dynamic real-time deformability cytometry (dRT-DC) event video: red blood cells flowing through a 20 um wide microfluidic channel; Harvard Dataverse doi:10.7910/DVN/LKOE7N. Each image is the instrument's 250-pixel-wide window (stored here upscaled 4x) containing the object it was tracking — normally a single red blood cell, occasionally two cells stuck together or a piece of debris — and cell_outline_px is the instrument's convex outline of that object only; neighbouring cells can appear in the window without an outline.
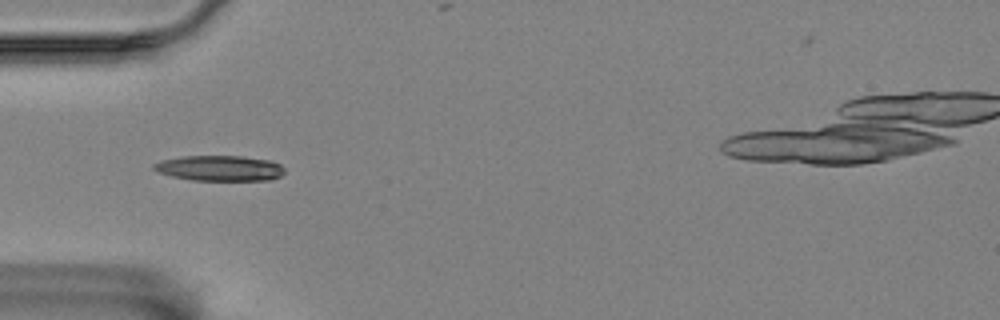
{"species": "Egyptian fruit bat (a non-hibernating species)", "species_latin": "Rousettus aegyptiacus", "temperature_condition": "room temperature", "stored_images_in_passage": 41, "camera_frame_rate_fps": 3000, "um_per_image_px": 0.085, "animal": {"sex": "female"}, "frame": {"image": 1, "passage_image": 4, "time_ms": 1.0, "image_size_px": [1000, 320], "cell_outline_px": [[284, 172], [280, 176], [272, 180], [192, 180], [172, 176], [160, 172], [152, 168], [152, 164], [160, 160], [184, 156], [240, 156], [272, 160], [280, 164], [284, 168]], "centroid_in_image_um": [18.69, 14.29], "position_along_channel_um": 66.3, "area_um2": 19.42}}
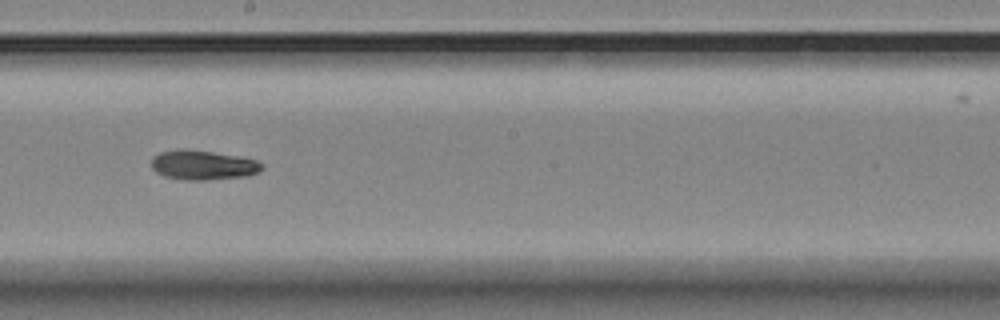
{"frame": {"image": 2, "passage_image": 18, "time_ms": 5.667, "image_size_px": [1000, 320], "cell_outline_px": [[264, 168], [260, 172], [248, 176], [208, 180], [184, 180], [164, 176], [156, 172], [152, 168], [152, 156], [160, 152], [180, 148], [212, 152], [236, 156], [256, 160], [264, 164]], "centroid_in_image_um": [17.26, 14.04], "position_along_channel_um": 230.9, "area_um2": 19.19}}
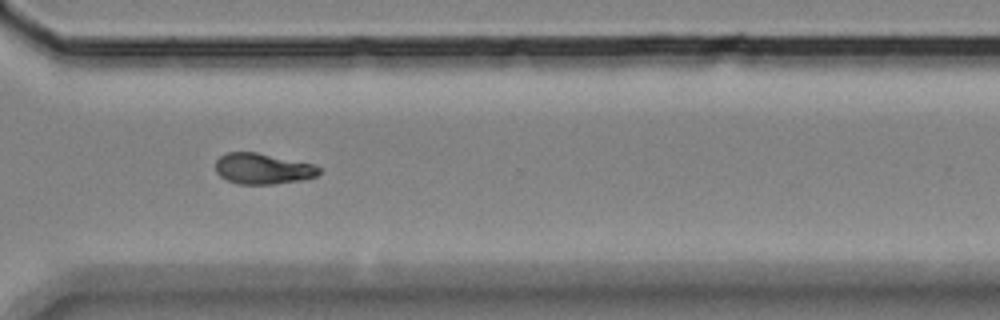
{"frame": {"image": 3, "passage_image": 28, "time_ms": 9.0, "image_size_px": [1000, 320], "cell_outline_px": [[320, 172], [316, 176], [300, 180], [272, 184], [236, 184], [220, 176], [216, 172], [216, 160], [220, 156], [228, 152], [256, 152], [312, 164], [320, 168]], "centroid_in_image_um": [22.3, 14.34], "position_along_channel_um": 348.3, "area_um2": 18.38}}